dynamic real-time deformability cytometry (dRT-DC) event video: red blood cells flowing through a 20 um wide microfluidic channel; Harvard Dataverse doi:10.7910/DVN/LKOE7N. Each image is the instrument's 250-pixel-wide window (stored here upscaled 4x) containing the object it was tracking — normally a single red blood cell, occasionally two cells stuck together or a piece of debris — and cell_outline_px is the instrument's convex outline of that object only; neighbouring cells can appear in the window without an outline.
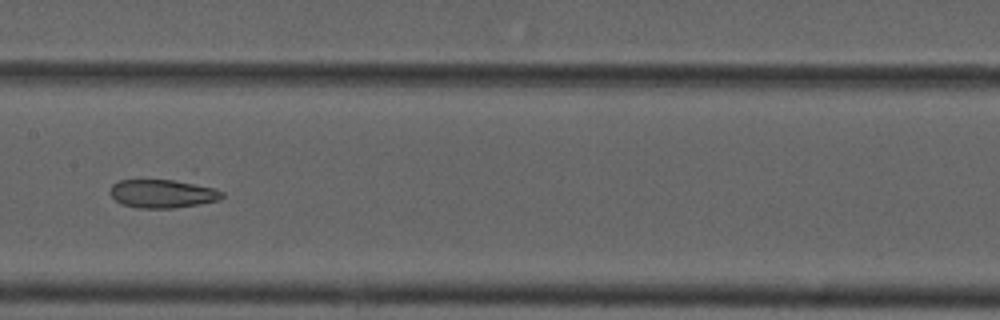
{"species": "common noctule bat (a hibernating species)", "species_latin": "Nyctalus noctula", "temperature_condition": "cold", "stored_images_in_passage": 12, "camera_frame_rate_fps": 3000, "um_per_image_px": 0.085, "animal": {"sex": "male", "forearm_length_mm": 52.5}, "frame": {"image": 1, "passage_image": 6, "time_ms": 6.667, "image_size_px": [1000, 320], "cell_outline_px": [[224, 196], [220, 200], [200, 204], [176, 208], [140, 208], [120, 204], [108, 192], [112, 184], [120, 180], [184, 180], [212, 188], [224, 192]], "centroid_in_image_um": [13.82, 16.46], "position_along_channel_um": 193.6, "area_um2": 18.79}}
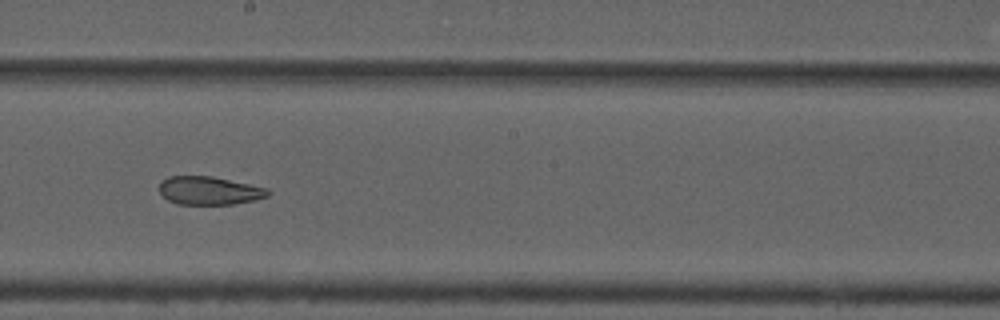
{"frame": {"image": 2, "passage_image": 7, "time_ms": 7.667, "image_size_px": [1000, 320], "cell_outline_px": [[272, 192], [268, 196], [256, 200], [232, 204], [176, 204], [168, 200], [160, 192], [160, 180], [168, 176], [212, 176], [240, 180], [268, 188]], "centroid_in_image_um": [17.86, 16.18], "position_along_channel_um": 230.3, "area_um2": 18.38}}
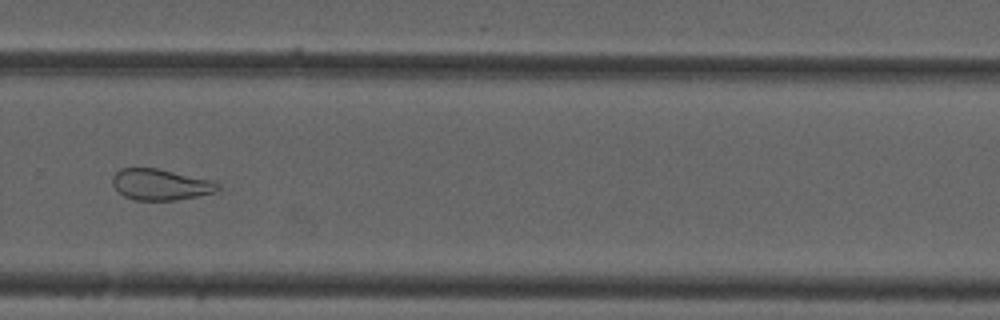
{"frame": {"image": 3, "passage_image": 9, "time_ms": 10.0, "image_size_px": [1000, 320], "cell_outline_px": [[220, 188], [216, 192], [176, 200], [136, 200], [124, 196], [112, 184], [112, 176], [120, 168], [156, 168], [212, 180], [220, 184]], "centroid_in_image_um": [13.65, 15.68], "position_along_channel_um": 316.2, "area_um2": 19.02}}